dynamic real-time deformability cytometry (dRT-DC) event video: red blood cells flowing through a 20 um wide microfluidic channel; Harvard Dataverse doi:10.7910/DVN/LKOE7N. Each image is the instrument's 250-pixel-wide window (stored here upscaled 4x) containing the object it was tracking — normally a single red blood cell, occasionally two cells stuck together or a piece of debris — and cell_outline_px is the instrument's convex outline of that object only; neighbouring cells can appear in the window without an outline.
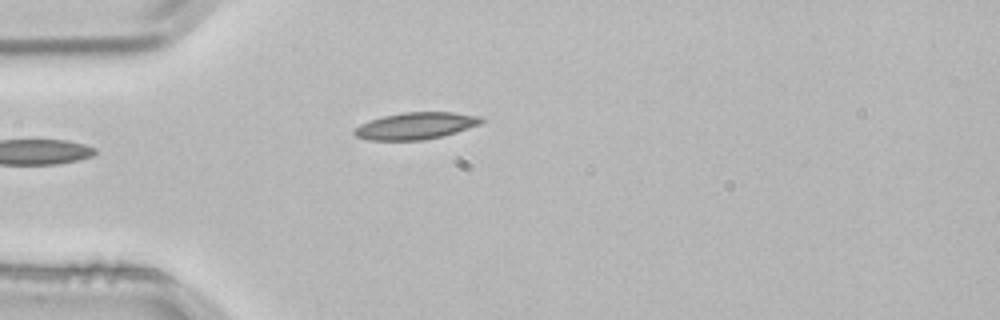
{"species": "common noctule bat (a hibernating species)", "species_latin": "Nyctalus noctula", "temperature_condition": "room temperature", "stored_images_in_passage": 3, "camera_frame_rate_fps": 3000, "um_per_image_px": 0.085, "animal": {"sex": "male", "body_mass_g": 21.5, "forearm_length_mm": 52.0}, "frame": {"image": 1, "passage_image": 3, "time_ms": 0.667, "image_size_px": [1000, 320], "cell_outline_px": [[484, 120], [480, 124], [456, 132], [424, 140], [368, 140], [356, 136], [352, 132], [360, 124], [368, 120], [384, 116], [404, 112], [452, 112], [484, 116]], "centroid_in_image_um": [35.35, 10.69], "position_along_channel_um": 49.7, "area_um2": 19.88}}